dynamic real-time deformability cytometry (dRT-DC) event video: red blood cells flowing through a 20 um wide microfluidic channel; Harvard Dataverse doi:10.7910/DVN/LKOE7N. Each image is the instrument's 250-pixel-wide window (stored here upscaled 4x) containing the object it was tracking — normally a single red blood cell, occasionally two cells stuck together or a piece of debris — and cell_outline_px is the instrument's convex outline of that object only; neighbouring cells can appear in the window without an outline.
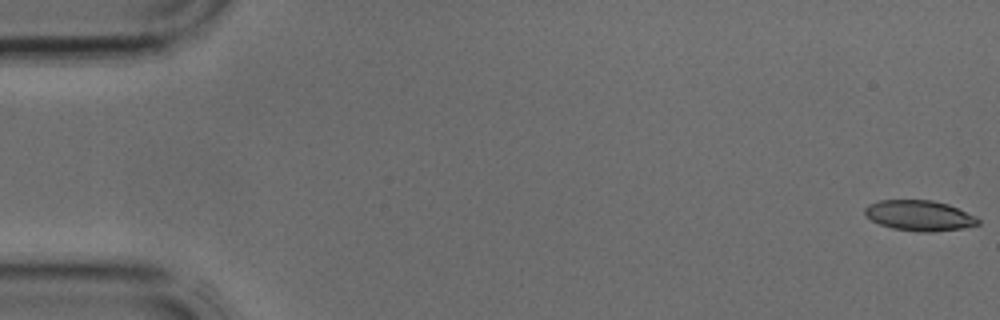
{"species": "common noctule bat (a hibernating species)", "species_latin": "Nyctalus noctula", "temperature_condition": "cold", "stored_images_in_passage": 5, "camera_frame_rate_fps": 3000, "um_per_image_px": 0.085, "animal": {"sex": "male", "body_mass_g": 17.9, "forearm_length_mm": 54.2}, "frame": {"image": 1, "passage_image": 1, "time_ms": 0.0, "image_size_px": [1000, 320], "cell_outline_px": [[980, 224], [964, 228], [932, 232], [920, 232], [892, 228], [880, 224], [872, 220], [864, 212], [864, 208], [868, 204], [880, 200], [932, 200], [948, 204], [976, 216], [980, 220]], "centroid_in_image_um": [78.17, 18.32], "position_along_channel_um": 6.8, "area_um2": 20.11}}
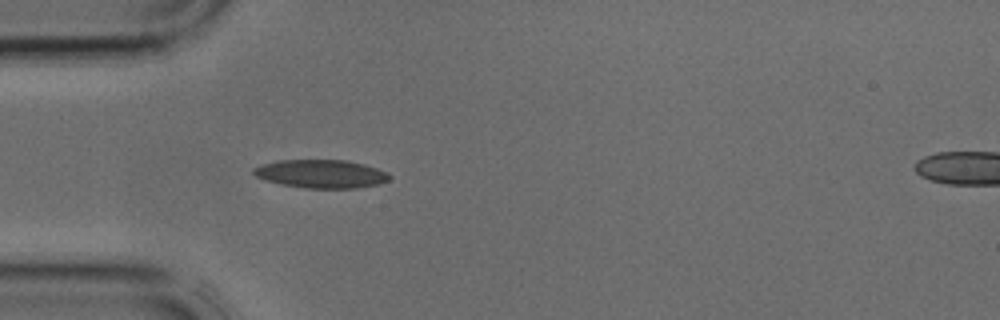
{"frame": {"image": 2, "passage_image": 4, "time_ms": 1.0, "image_size_px": [1000, 320], "cell_outline_px": [[392, 176], [388, 180], [380, 184], [356, 188], [304, 188], [280, 184], [264, 180], [256, 176], [252, 172], [252, 168], [260, 164], [276, 160], [344, 160], [364, 164], [388, 172]], "centroid_in_image_um": [27.27, 14.77], "position_along_channel_um": 57.7, "area_um2": 22.66}}